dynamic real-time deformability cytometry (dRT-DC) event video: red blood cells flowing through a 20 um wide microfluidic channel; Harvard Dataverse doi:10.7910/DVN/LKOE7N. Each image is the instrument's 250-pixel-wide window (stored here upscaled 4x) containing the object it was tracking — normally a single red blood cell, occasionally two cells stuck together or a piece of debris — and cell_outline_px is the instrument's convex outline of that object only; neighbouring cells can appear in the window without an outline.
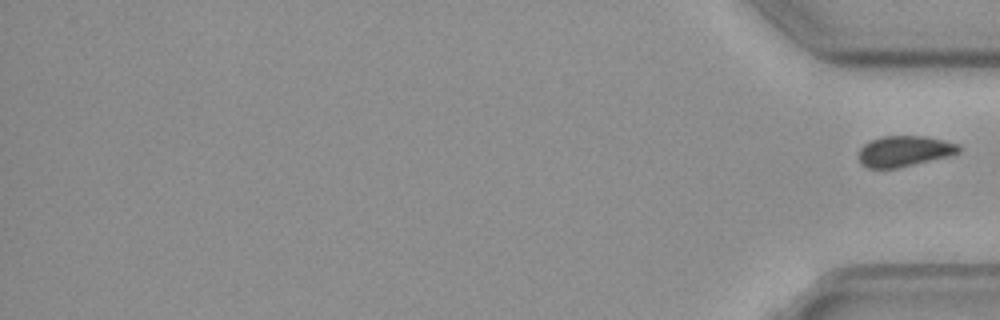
{"species": "common noctule bat (a hibernating species)", "species_latin": "Nyctalus noctula", "temperature_condition": "cold", "stored_images_in_passage": 46, "segment_of_instrument_passage": [2, 2], "camera_frame_rate_fps": 3000, "um_per_image_px": 0.085, "animal": {"sex": "female", "body_mass_g": 19.3, "forearm_length_mm": 54.1}, "frame": {"image": 1, "passage_image": 46, "time_ms": 15.0, "image_size_px": [1000, 320], "cell_outline_px": [[960, 152], [948, 156], [896, 168], [868, 168], [860, 160], [860, 148], [864, 144], [880, 136], [924, 136], [956, 144], [960, 148]], "centroid_in_image_um": [76.85, 12.84], "position_along_channel_um": 358.4, "area_um2": 17.46}}